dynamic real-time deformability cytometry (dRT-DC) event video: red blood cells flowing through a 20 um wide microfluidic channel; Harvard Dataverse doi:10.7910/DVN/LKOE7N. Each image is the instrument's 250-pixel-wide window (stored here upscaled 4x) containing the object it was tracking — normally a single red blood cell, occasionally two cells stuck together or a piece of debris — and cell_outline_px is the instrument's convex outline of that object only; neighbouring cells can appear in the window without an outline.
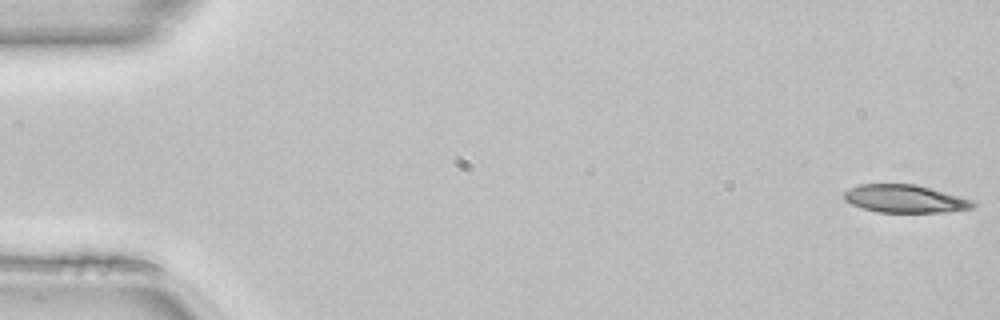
{"species": "common noctule bat (a hibernating species)", "species_latin": "Nyctalus noctula", "temperature_condition": "room temperature", "stored_images_in_passage": 49, "camera_frame_rate_fps": 3000, "um_per_image_px": 0.085, "animal": {"sex": "female", "body_mass_g": 22.7, "forearm_length_mm": 54.2}, "frame": {"image": 1, "passage_image": 1, "time_ms": 0.0, "image_size_px": [1000, 320], "cell_outline_px": [[976, 204], [972, 208], [944, 212], [876, 212], [852, 204], [844, 200], [844, 192], [848, 188], [860, 184], [916, 184], [972, 200]], "centroid_in_image_um": [76.88, 16.89], "position_along_channel_um": 8.1, "area_um2": 20.75}}
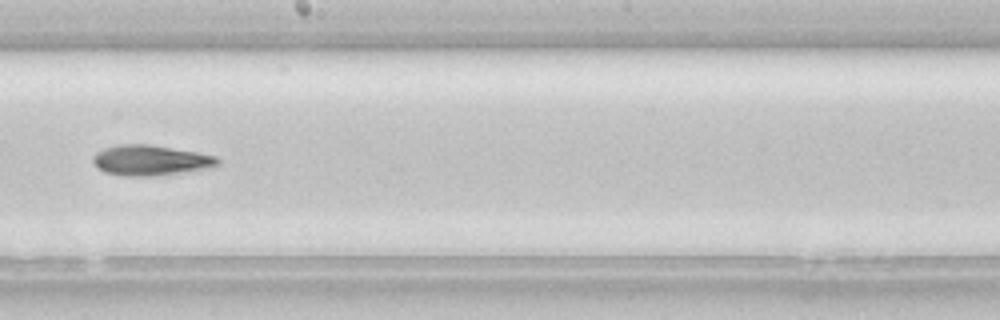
{"frame": {"image": 2, "passage_image": 28, "time_ms": 9.0, "image_size_px": [1000, 320], "cell_outline_px": [[220, 164], [216, 168], [156, 176], [124, 176], [104, 172], [92, 160], [92, 156], [96, 152], [104, 148], [116, 144], [148, 144], [196, 152], [216, 156], [220, 160]], "centroid_in_image_um": [12.85, 13.63], "position_along_channel_um": 235.4, "area_um2": 22.37}}
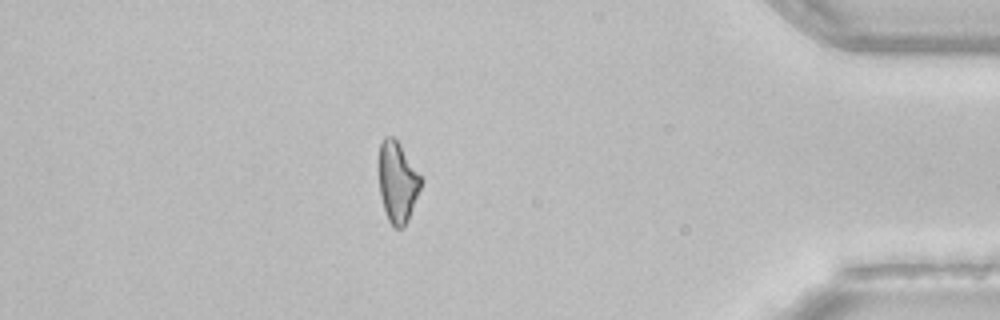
{"frame": {"image": 3, "passage_image": 43, "time_ms": 14.0, "image_size_px": [1000, 320], "cell_outline_px": [[424, 180], [408, 220], [400, 228], [396, 228], [388, 220], [380, 196], [376, 168], [376, 160], [380, 144], [384, 136], [392, 136], [400, 144]], "centroid_in_image_um": [33.74, 15.41], "position_along_channel_um": 401.5, "area_um2": 20.4}}